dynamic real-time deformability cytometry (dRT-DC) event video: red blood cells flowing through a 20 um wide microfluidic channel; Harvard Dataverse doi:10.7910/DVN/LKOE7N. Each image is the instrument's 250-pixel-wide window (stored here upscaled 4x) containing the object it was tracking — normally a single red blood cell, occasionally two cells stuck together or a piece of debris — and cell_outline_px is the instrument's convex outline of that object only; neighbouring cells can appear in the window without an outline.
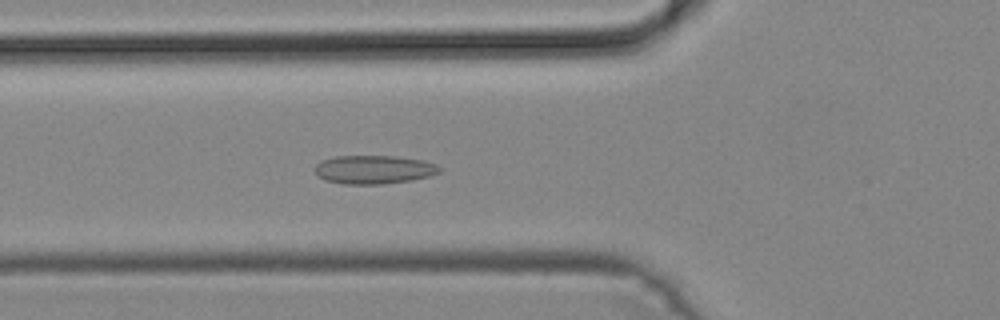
{"species": "common noctule bat (a hibernating species)", "species_latin": "Nyctalus noctula", "temperature_condition": "cold", "stored_images_in_passage": 35, "camera_frame_rate_fps": 3000, "um_per_image_px": 0.085, "animal": {"sex": "male", "body_mass_g": 19.2, "forearm_length_mm": 51.8}, "frame": {"image": 1, "passage_image": 4, "time_ms": 1.0, "image_size_px": [1000, 320], "cell_outline_px": [[444, 168], [440, 172], [428, 176], [412, 180], [380, 184], [344, 184], [324, 180], [316, 172], [316, 164], [320, 160], [336, 156], [396, 156], [424, 160], [436, 164]], "centroid_in_image_um": [31.81, 14.4], "position_along_channel_um": 94.0, "area_um2": 20.81}}
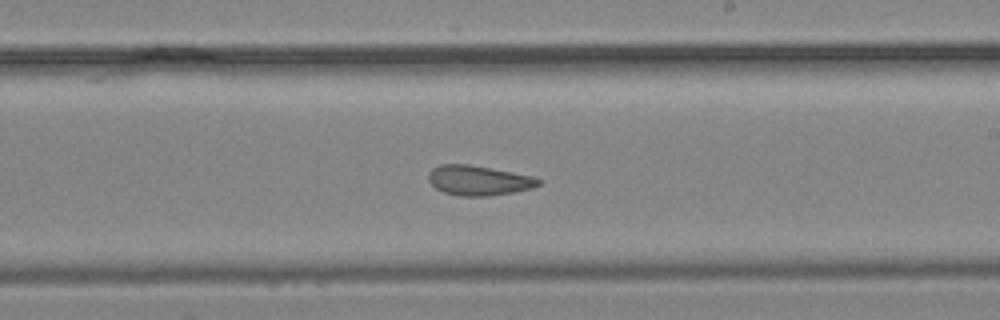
{"frame": {"image": 2, "passage_image": 15, "time_ms": 4.667, "image_size_px": [1000, 320], "cell_outline_px": [[540, 184], [532, 188], [512, 192], [488, 196], [460, 196], [444, 192], [436, 188], [428, 180], [428, 172], [432, 168], [440, 164], [468, 164], [532, 176], [540, 180]], "centroid_in_image_um": [40.64, 15.33], "position_along_channel_um": 248.4, "area_um2": 18.96}}
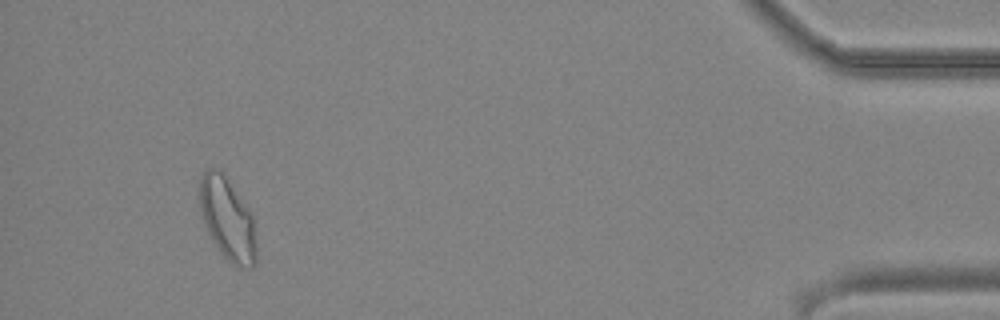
{"frame": {"image": 3, "passage_image": 32, "time_ms": 10.333, "image_size_px": [1000, 320], "cell_outline_px": [[256, 260], [252, 268], [248, 268], [232, 264], [220, 252], [212, 240], [200, 216], [200, 176], [208, 168], [220, 168], [252, 216], [256, 240]], "centroid_in_image_um": [19.31, 18.62], "position_along_channel_um": 415.9, "area_um2": 26.99}}